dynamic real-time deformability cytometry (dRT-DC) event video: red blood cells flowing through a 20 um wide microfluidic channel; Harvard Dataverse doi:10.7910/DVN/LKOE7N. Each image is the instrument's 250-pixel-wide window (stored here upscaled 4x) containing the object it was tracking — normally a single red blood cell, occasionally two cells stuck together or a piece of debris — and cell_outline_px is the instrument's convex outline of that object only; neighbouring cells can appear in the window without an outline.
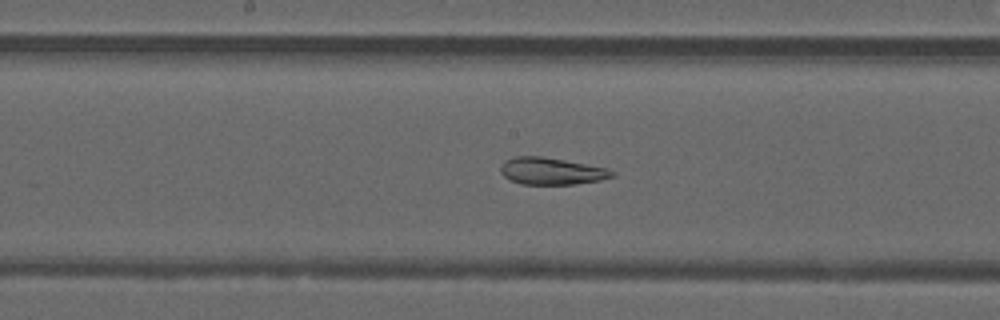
{"species": "common noctule bat (a hibernating species)", "species_latin": "Nyctalus noctula", "temperature_condition": "warm", "stored_images_in_passage": 49, "camera_frame_rate_fps": 3000, "um_per_image_px": 0.085, "animal": {"sex": "male", "forearm_length_mm": 52.5}, "frame": {"image": 1, "passage_image": 26, "time_ms": 8.333, "image_size_px": [1000, 320], "cell_outline_px": [[616, 176], [600, 180], [576, 184], [520, 184], [508, 180], [500, 172], [500, 168], [508, 160], [516, 156], [544, 156], [608, 168], [616, 172]], "centroid_in_image_um": [46.92, 14.55], "position_along_channel_um": 201.3, "area_um2": 17.63}}
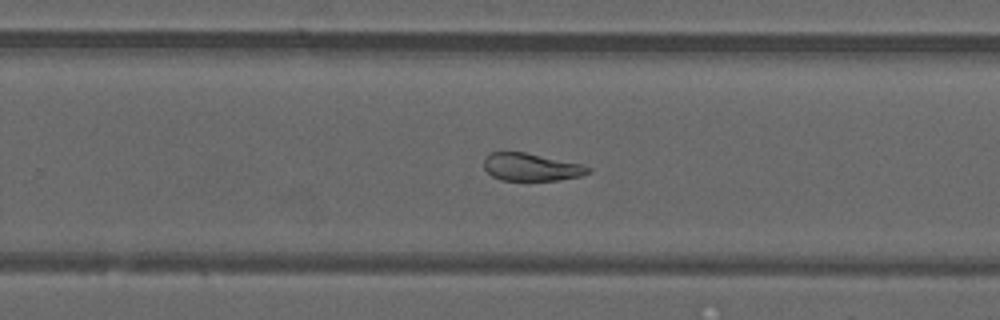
{"frame": {"image": 2, "passage_image": 32, "time_ms": 10.333, "image_size_px": [1000, 320], "cell_outline_px": [[592, 172], [580, 176], [556, 180], [500, 180], [492, 176], [484, 168], [484, 160], [492, 152], [524, 152], [584, 164], [592, 168]], "centroid_in_image_um": [45.2, 14.2], "position_along_channel_um": 284.6, "area_um2": 16.76}}
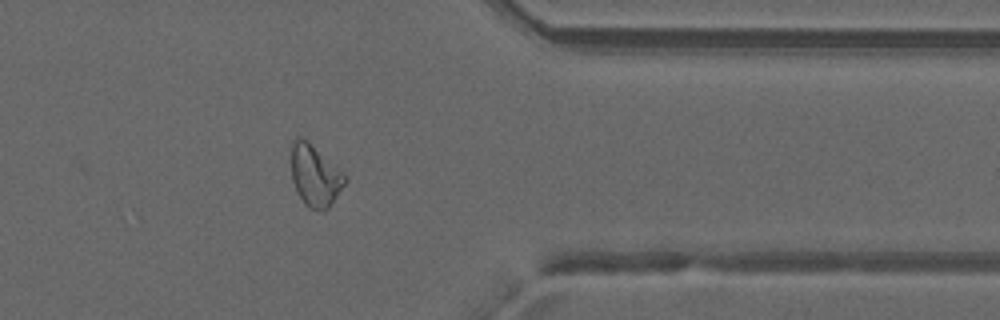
{"frame": {"image": 3, "passage_image": 40, "time_ms": 13.0, "image_size_px": [1000, 320], "cell_outline_px": [[348, 180], [328, 208], [324, 212], [320, 212], [308, 208], [304, 204], [292, 180], [292, 140], [296, 136], [300, 136], [308, 140], [340, 168], [344, 172]], "centroid_in_image_um": [26.8, 14.92], "position_along_channel_um": 384.6, "area_um2": 19.54}, "authors_computed_cell_mechanics": {"area_um2": 22.3108, "velocity_mm_per_s": 4.1985, "shape_relaxation_time_tau1_ms": null, "shape_relaxation_time_tau2_ms": 2.1302, "deformation_change_tau1": null, "deformation_change_tau2": 0.0811}}